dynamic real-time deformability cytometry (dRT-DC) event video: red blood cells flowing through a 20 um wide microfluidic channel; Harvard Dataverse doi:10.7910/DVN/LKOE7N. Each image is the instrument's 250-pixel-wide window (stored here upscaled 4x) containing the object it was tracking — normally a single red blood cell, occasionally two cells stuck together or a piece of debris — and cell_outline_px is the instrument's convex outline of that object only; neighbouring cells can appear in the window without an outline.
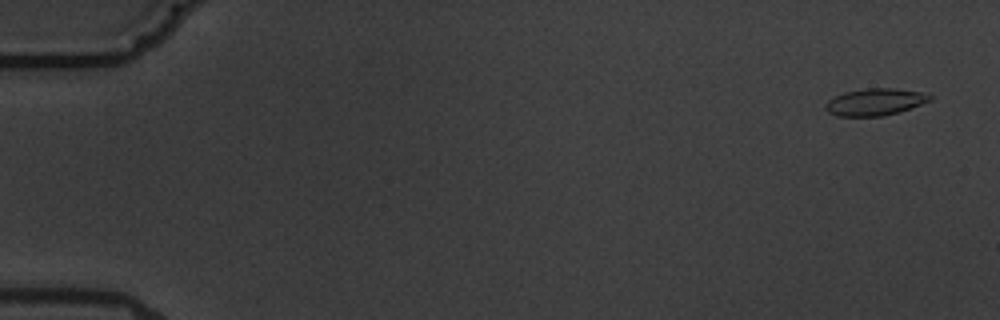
{"species": "common noctule bat (a hibernating species)", "species_latin": "Nyctalus noctula", "temperature_condition": "warm", "stored_images_in_passage": 7, "camera_frame_rate_fps": 3000, "um_per_image_px": 0.085, "animal": {"sex": "male", "body_mass_g": 19.5, "forearm_length_mm": 54.6}, "frame": {"image": 1, "passage_image": 1, "time_ms": 0.0, "image_size_px": [1000, 320], "cell_outline_px": [[932, 100], [884, 116], [836, 116], [828, 112], [824, 108], [824, 104], [828, 100], [844, 92], [868, 88], [896, 88], [920, 92], [932, 96]], "centroid_in_image_um": [74.33, 8.66], "position_along_channel_um": 10.7, "area_um2": 16.24}}
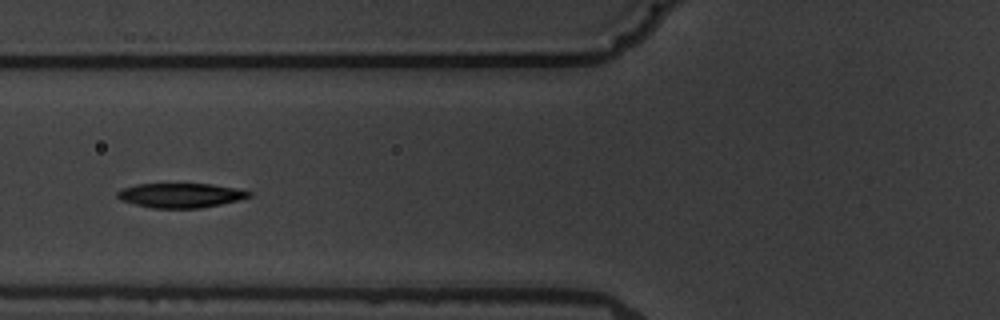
{"frame": {"image": 2, "passage_image": 5, "time_ms": 4.667, "image_size_px": [1000, 320], "cell_outline_px": [[252, 196], [240, 200], [200, 208], [152, 208], [120, 200], [116, 196], [116, 192], [120, 188], [136, 184], [212, 184], [240, 188], [252, 192]], "centroid_in_image_um": [15.37, 16.6], "position_along_channel_um": 110.4, "area_um2": 19.02}}
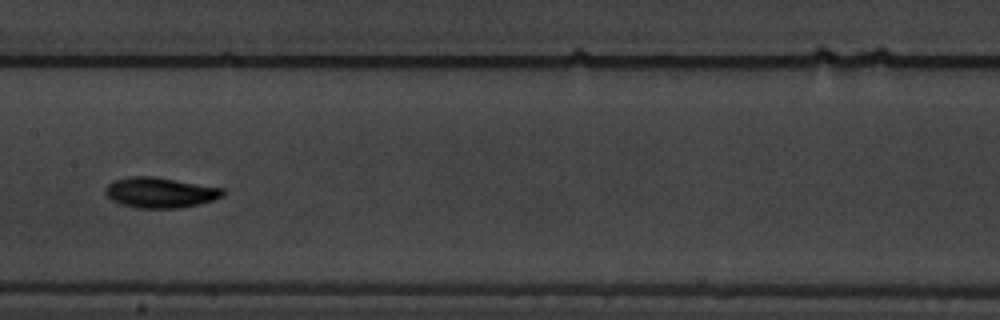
{"frame": {"image": 3, "passage_image": 7, "time_ms": 7.0, "image_size_px": [1000, 320], "cell_outline_px": [[224, 196], [212, 200], [180, 208], [136, 208], [120, 204], [112, 200], [104, 192], [104, 188], [108, 184], [116, 180], [128, 176], [152, 176], [224, 188]], "centroid_in_image_um": [13.59, 16.37], "position_along_channel_um": 193.8, "area_um2": 20.75}}